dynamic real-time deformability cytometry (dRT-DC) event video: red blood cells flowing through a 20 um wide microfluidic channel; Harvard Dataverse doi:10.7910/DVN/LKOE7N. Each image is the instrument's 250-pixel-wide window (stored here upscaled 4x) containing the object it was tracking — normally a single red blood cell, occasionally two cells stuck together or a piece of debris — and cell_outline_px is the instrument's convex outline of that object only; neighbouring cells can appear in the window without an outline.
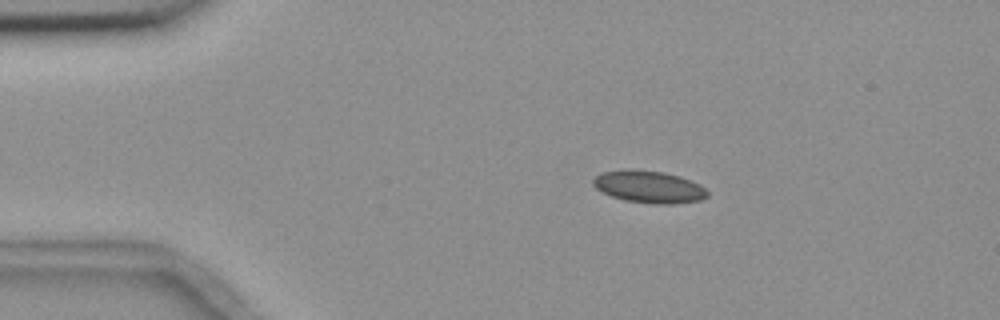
{"species": "common noctule bat (a hibernating species)", "species_latin": "Nyctalus noctula", "temperature_condition": "room temperature", "stored_images_in_passage": 5, "camera_frame_rate_fps": 3000, "um_per_image_px": 0.085, "animal": {"sex": "female", "body_mass_g": 18.4}, "frame": {"image": 1, "passage_image": 2, "time_ms": 1.333, "image_size_px": [1000, 320], "cell_outline_px": [[708, 196], [700, 200], [672, 204], [652, 204], [624, 200], [612, 196], [596, 188], [592, 184], [592, 180], [596, 176], [604, 172], [664, 172], [680, 176], [700, 184], [708, 192]], "centroid_in_image_um": [55.23, 15.93], "position_along_channel_um": 29.8, "area_um2": 20.63}}
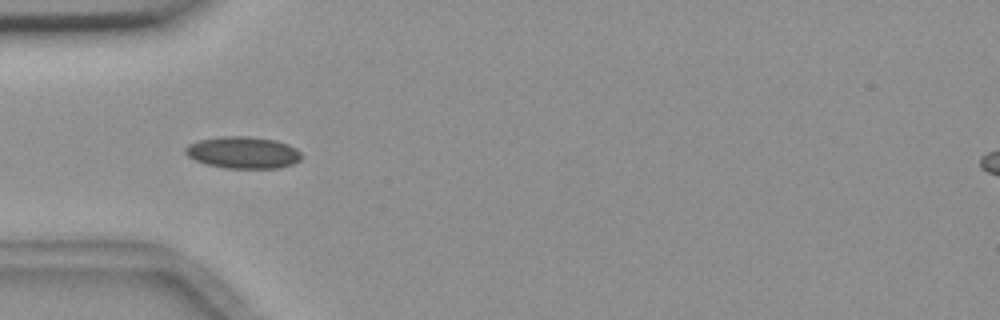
{"frame": {"image": 2, "passage_image": 4, "time_ms": 3.667, "image_size_px": [1000, 320], "cell_outline_px": [[300, 160], [292, 164], [280, 168], [224, 168], [208, 164], [196, 160], [188, 156], [184, 152], [184, 148], [188, 144], [200, 140], [220, 136], [248, 136], [276, 140], [288, 144], [296, 148], [300, 152]], "centroid_in_image_um": [20.65, 12.96], "position_along_channel_um": 64.3, "area_um2": 21.56}}